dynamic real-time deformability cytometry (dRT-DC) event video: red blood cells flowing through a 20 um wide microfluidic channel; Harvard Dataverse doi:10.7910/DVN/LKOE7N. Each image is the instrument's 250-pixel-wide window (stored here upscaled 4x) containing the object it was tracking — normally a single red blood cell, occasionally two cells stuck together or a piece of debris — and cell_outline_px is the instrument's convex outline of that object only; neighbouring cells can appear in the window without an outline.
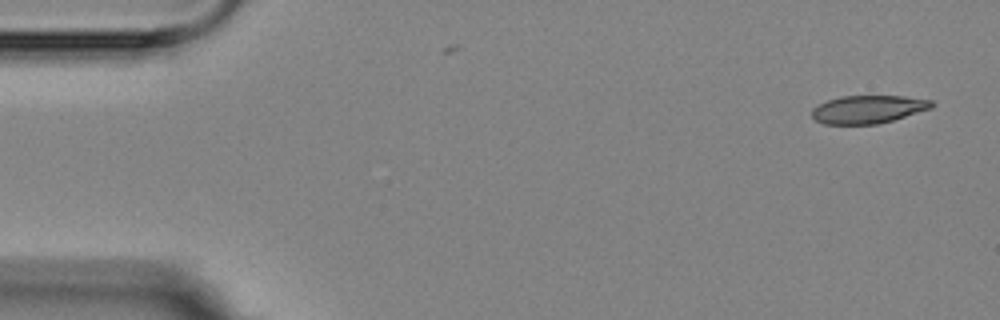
{"species": "Egyptian fruit bat (a non-hibernating species)", "species_latin": "Rousettus aegyptiacus", "temperature_condition": "room temperature", "stored_images_in_passage": 4, "segment_of_instrument_passage": [2, 2], "camera_frame_rate_fps": 3000, "um_per_image_px": 0.085, "animal": {"sex": "female"}, "frame": {"image": 1, "passage_image": 4, "time_ms": 4.333, "image_size_px": [1000, 320], "cell_outline_px": [[936, 104], [932, 108], [892, 120], [876, 124], [824, 124], [816, 120], [812, 116], [812, 108], [828, 100], [840, 96], [904, 96], [932, 100]], "centroid_in_image_um": [73.81, 9.28], "position_along_channel_um": 11.2, "area_um2": 19.48}}